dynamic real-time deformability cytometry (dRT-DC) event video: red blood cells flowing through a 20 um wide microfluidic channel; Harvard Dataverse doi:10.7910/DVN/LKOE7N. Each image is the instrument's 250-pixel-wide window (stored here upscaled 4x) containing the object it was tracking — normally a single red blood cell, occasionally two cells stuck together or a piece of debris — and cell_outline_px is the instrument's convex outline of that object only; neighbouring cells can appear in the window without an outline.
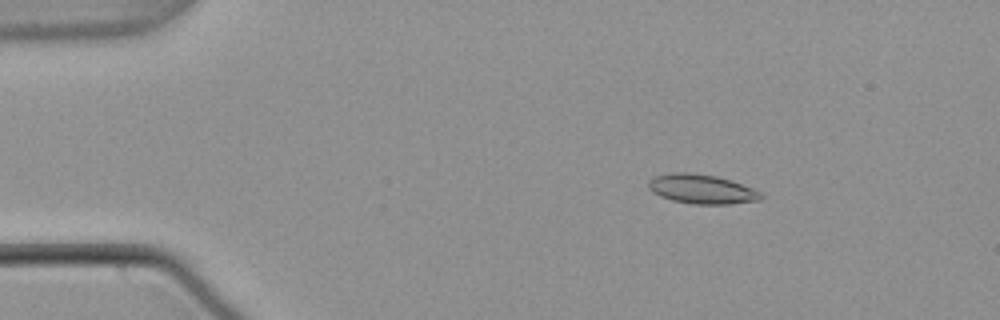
{"species": "common noctule bat (a hibernating species)", "species_latin": "Nyctalus noctula", "temperature_condition": "warm", "stored_images_in_passage": 49, "camera_frame_rate_fps": 3000, "um_per_image_px": 0.085, "animal": {"sex": "male", "body_mass_g": 21.5, "forearm_length_mm": 52.0}, "frame": {"image": 1, "passage_image": 3, "time_ms": 0.667, "image_size_px": [1000, 320], "cell_outline_px": [[764, 196], [760, 200], [728, 204], [696, 204], [672, 200], [660, 196], [652, 192], [648, 188], [648, 180], [656, 176], [672, 172], [692, 172], [716, 176], [732, 180], [752, 188], [760, 192]], "centroid_in_image_um": [59.64, 16.06], "position_along_channel_um": 25.4, "area_um2": 19.31}}
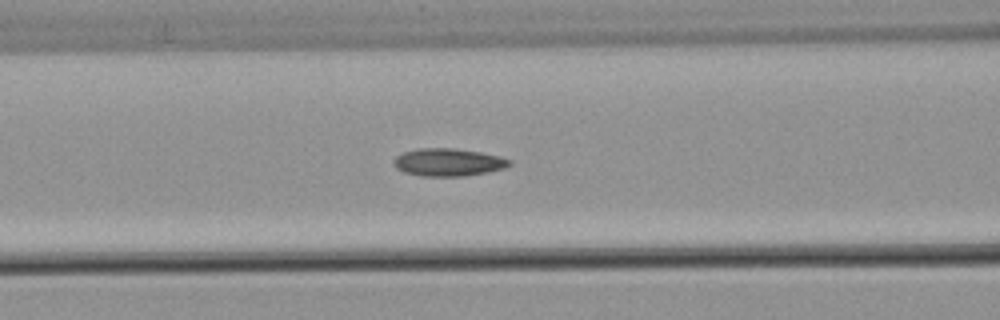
{"frame": {"image": 2, "passage_image": 17, "time_ms": 5.333, "image_size_px": [1000, 320], "cell_outline_px": [[512, 164], [504, 168], [488, 172], [464, 176], [420, 176], [404, 172], [396, 168], [392, 164], [392, 160], [396, 156], [404, 152], [420, 148], [456, 148], [480, 152], [500, 156], [512, 160]], "centroid_in_image_um": [38.1, 13.79], "position_along_channel_um": 128.5, "area_um2": 18.84}}
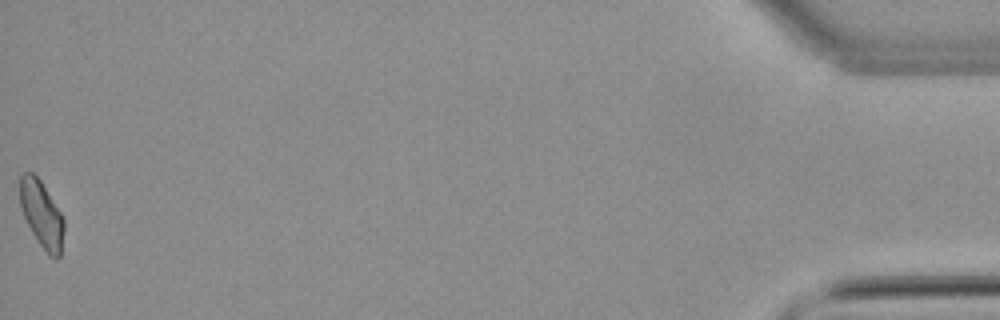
{"frame": {"image": 3, "passage_image": 49, "time_ms": 16.0, "image_size_px": [1000, 320], "cell_outline_px": [[64, 228], [60, 256], [56, 260], [48, 256], [32, 232], [20, 208], [20, 176], [24, 172], [32, 172], [40, 180], [60, 212], [64, 220]], "centroid_in_image_um": [3.54, 18.24], "position_along_channel_um": 431.7, "area_um2": 16.94}, "authors_computed_cell_mechanics": {"area_um2": 17.8602, "velocity_mm_per_s": 3.7952, "shape_relaxation_time_tau1_ms": null, "shape_relaxation_time_tau2_ms": 3.1979, "deformation_change_tau1": null, "deformation_change_tau2": 0.0949}}